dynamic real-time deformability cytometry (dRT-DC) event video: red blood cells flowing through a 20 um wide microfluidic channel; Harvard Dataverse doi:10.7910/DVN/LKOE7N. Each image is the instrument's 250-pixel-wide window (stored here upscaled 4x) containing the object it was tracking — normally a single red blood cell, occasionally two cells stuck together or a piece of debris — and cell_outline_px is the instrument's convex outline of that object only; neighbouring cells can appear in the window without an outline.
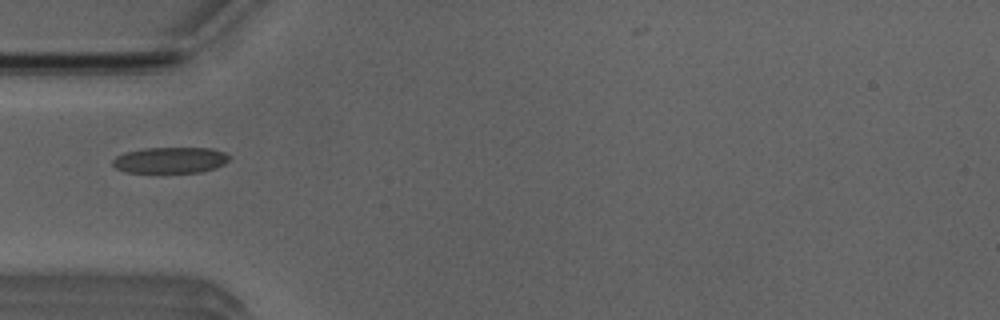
{"species": "Egyptian fruit bat (a non-hibernating species)", "species_latin": "Rousettus aegyptiacus", "temperature_condition": "room temperature", "stored_images_in_passage": 7, "camera_frame_rate_fps": 3000, "um_per_image_px": 0.085, "animal": {"sex": "male"}, "frame": {"image": 1, "passage_image": 6, "time_ms": 5.667, "image_size_px": [1000, 320], "cell_outline_px": [[232, 156], [224, 164], [216, 168], [200, 172], [128, 172], [116, 168], [112, 164], [112, 160], [116, 156], [124, 152], [144, 148], [212, 148], [224, 152]], "centroid_in_image_um": [14.49, 13.6], "position_along_channel_um": 70.5, "area_um2": 17.74}}